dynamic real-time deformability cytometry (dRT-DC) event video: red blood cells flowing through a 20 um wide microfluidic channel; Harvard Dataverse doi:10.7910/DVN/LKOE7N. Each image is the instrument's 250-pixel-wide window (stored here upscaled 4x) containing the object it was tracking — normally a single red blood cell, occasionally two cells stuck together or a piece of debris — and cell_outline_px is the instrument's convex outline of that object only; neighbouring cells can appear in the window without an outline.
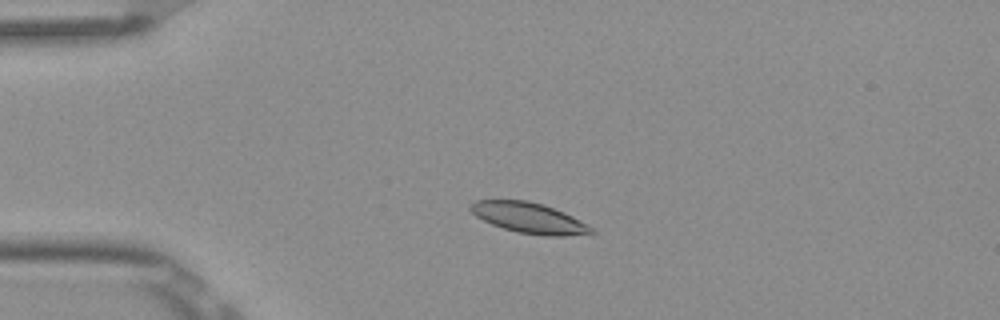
{"species": "Egyptian fruit bat (a non-hibernating species)", "species_latin": "Rousettus aegyptiacus", "temperature_condition": "room temperature", "stored_images_in_passage": 4, "camera_frame_rate_fps": 3000, "um_per_image_px": 0.085, "frame": {"image": 1, "passage_image": 2, "time_ms": 0.333, "image_size_px": [1000, 320], "cell_outline_px": [[596, 232], [564, 236], [544, 236], [516, 232], [492, 224], [476, 216], [468, 208], [468, 204], [476, 200], [528, 200], [544, 204], [564, 212], [572, 216], [592, 228]], "centroid_in_image_um": [44.93, 18.51], "position_along_channel_um": 40.1, "area_um2": 21.44}}
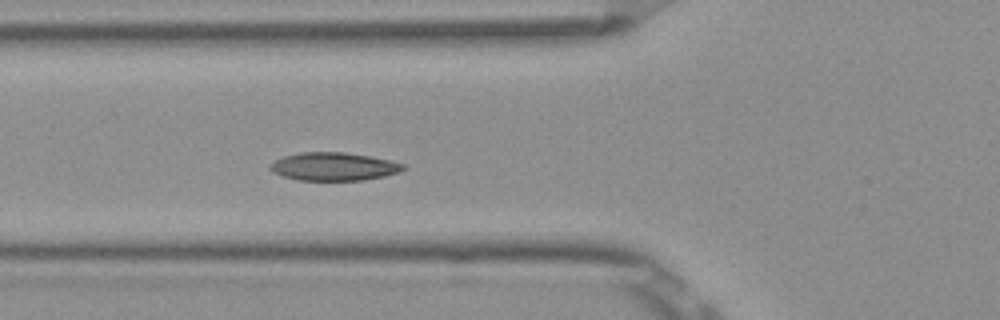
{"frame": {"image": 2, "passage_image": 4, "time_ms": 1.0, "image_size_px": [1000, 320], "cell_outline_px": [[408, 168], [400, 172], [384, 176], [364, 180], [300, 180], [284, 176], [272, 172], [268, 168], [276, 160], [284, 156], [300, 152], [344, 152], [372, 156], [404, 164]], "centroid_in_image_um": [28.41, 14.15], "position_along_channel_um": 97.4, "area_um2": 21.79}}